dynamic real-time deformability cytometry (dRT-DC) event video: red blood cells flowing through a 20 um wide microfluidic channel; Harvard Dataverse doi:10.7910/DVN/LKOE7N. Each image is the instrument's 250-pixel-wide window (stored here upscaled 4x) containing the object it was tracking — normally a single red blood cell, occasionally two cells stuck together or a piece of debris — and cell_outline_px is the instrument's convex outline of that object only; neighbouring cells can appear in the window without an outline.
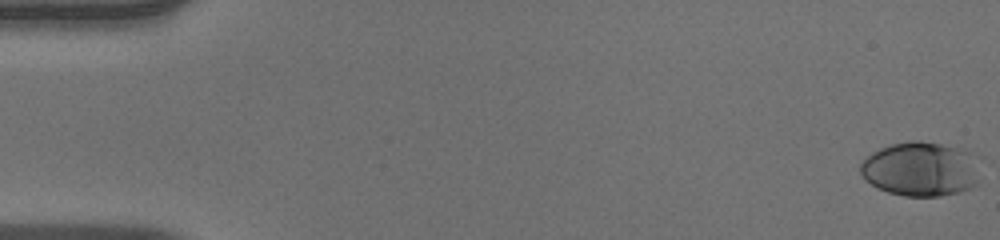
{"species": "human", "species_latin": "Homo sapiens", "temperature_condition": "warm", "stored_images_in_passage": 52, "camera_frame_rate_fps": 3000, "um_per_image_px": 0.085, "donor": {"sex": "male"}, "frame": {"image": 1, "passage_image": 1, "time_ms": 0.0, "image_size_px": [1000, 240], "cell_outline_px": [[984, 156], [976, 184], [972, 188], [960, 192], [940, 196], [904, 196], [888, 192], [876, 188], [864, 180], [860, 172], [860, 164], [872, 152], [880, 148], [892, 144], [908, 140], [920, 140], [940, 144], [956, 148]], "centroid_in_image_um": [78.33, 14.37], "position_along_channel_um": 6.7, "area_um2": 38.9}}
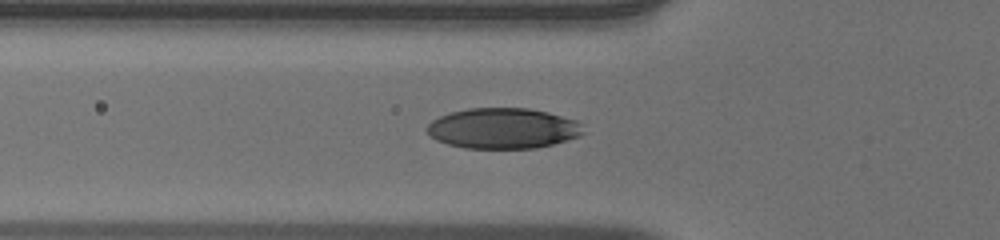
{"frame": {"image": 2, "passage_image": 19, "time_ms": 6.0, "image_size_px": [1000, 240], "cell_outline_px": [[584, 132], [580, 136], [552, 144], [536, 148], [464, 148], [448, 144], [436, 140], [424, 128], [432, 120], [440, 116], [452, 112], [468, 108], [528, 108], [548, 112], [576, 120], [580, 124]], "centroid_in_image_um": [42.74, 10.91], "position_along_channel_um": 83.1, "area_um2": 36.88}}
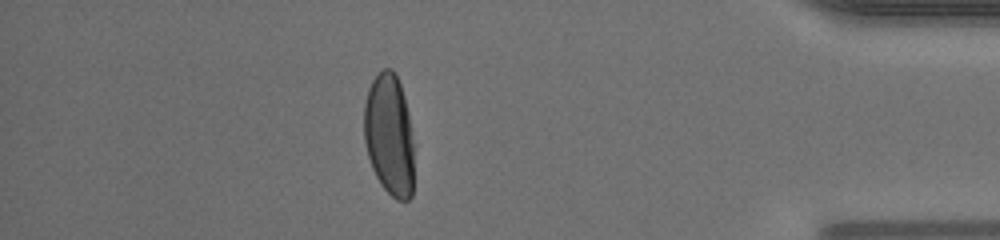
{"frame": {"image": 3, "passage_image": 46, "time_ms": 15.0, "image_size_px": [1000, 240], "cell_outline_px": [[412, 196], [408, 200], [396, 200], [380, 184], [372, 168], [368, 156], [364, 140], [364, 104], [368, 88], [372, 80], [384, 68], [392, 68], [400, 84], [404, 96], [408, 112], [412, 140]], "centroid_in_image_um": [33.06, 11.46], "position_along_channel_um": 402.1, "area_um2": 35.2}, "authors_computed_cell_mechanics": {"area_um2": 36.7897, "velocity_mm_per_s": 3.9766, "shape_relaxation_time_tau1_ms": 3.568, "shape_relaxation_time_tau2_ms": null, "deformation_change_tau1": 0.196, "deformation_change_tau2": null}}